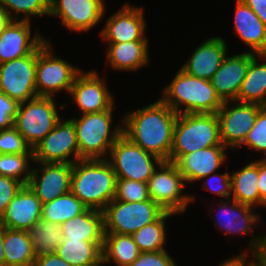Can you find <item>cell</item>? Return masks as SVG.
Segmentation results:
<instances>
[{"mask_svg":"<svg viewBox=\"0 0 266 266\" xmlns=\"http://www.w3.org/2000/svg\"><path fill=\"white\" fill-rule=\"evenodd\" d=\"M178 114L160 98L142 108L126 111L123 134L144 151L170 160L173 131Z\"/></svg>","mask_w":266,"mask_h":266,"instance_id":"cell-1","label":"cell"},{"mask_svg":"<svg viewBox=\"0 0 266 266\" xmlns=\"http://www.w3.org/2000/svg\"><path fill=\"white\" fill-rule=\"evenodd\" d=\"M117 177L107 159L73 164L71 192L89 209L103 211L116 196Z\"/></svg>","mask_w":266,"mask_h":266,"instance_id":"cell-2","label":"cell"},{"mask_svg":"<svg viewBox=\"0 0 266 266\" xmlns=\"http://www.w3.org/2000/svg\"><path fill=\"white\" fill-rule=\"evenodd\" d=\"M159 97L177 114L217 113L223 101L210 80L187 74L181 68Z\"/></svg>","mask_w":266,"mask_h":266,"instance_id":"cell-3","label":"cell"},{"mask_svg":"<svg viewBox=\"0 0 266 266\" xmlns=\"http://www.w3.org/2000/svg\"><path fill=\"white\" fill-rule=\"evenodd\" d=\"M114 108L115 105L110 110L70 118L76 131L79 160L107 159L111 147L123 134V120L117 125L113 124Z\"/></svg>","mask_w":266,"mask_h":266,"instance_id":"cell-4","label":"cell"},{"mask_svg":"<svg viewBox=\"0 0 266 266\" xmlns=\"http://www.w3.org/2000/svg\"><path fill=\"white\" fill-rule=\"evenodd\" d=\"M212 146H224L216 113L178 114L173 131L170 162L182 155Z\"/></svg>","mask_w":266,"mask_h":266,"instance_id":"cell-5","label":"cell"},{"mask_svg":"<svg viewBox=\"0 0 266 266\" xmlns=\"http://www.w3.org/2000/svg\"><path fill=\"white\" fill-rule=\"evenodd\" d=\"M48 39L37 48L36 93L37 96L57 99L60 92L69 94L75 78L83 69L56 56L51 38Z\"/></svg>","mask_w":266,"mask_h":266,"instance_id":"cell-6","label":"cell"},{"mask_svg":"<svg viewBox=\"0 0 266 266\" xmlns=\"http://www.w3.org/2000/svg\"><path fill=\"white\" fill-rule=\"evenodd\" d=\"M66 106V104L58 106L54 97L44 96L21 102L13 126L31 149H34L54 129L61 119L60 110Z\"/></svg>","mask_w":266,"mask_h":266,"instance_id":"cell-7","label":"cell"},{"mask_svg":"<svg viewBox=\"0 0 266 266\" xmlns=\"http://www.w3.org/2000/svg\"><path fill=\"white\" fill-rule=\"evenodd\" d=\"M149 197L165 211L186 213L196 202L194 194L186 193L187 183L174 162L162 161L147 182ZM185 192V193H184Z\"/></svg>","mask_w":266,"mask_h":266,"instance_id":"cell-8","label":"cell"},{"mask_svg":"<svg viewBox=\"0 0 266 266\" xmlns=\"http://www.w3.org/2000/svg\"><path fill=\"white\" fill-rule=\"evenodd\" d=\"M102 212L104 233L132 235L159 219L166 211L152 199L140 202L113 199Z\"/></svg>","mask_w":266,"mask_h":266,"instance_id":"cell-9","label":"cell"},{"mask_svg":"<svg viewBox=\"0 0 266 266\" xmlns=\"http://www.w3.org/2000/svg\"><path fill=\"white\" fill-rule=\"evenodd\" d=\"M107 161L111 164L117 179L147 183L163 160L144 151L122 134L111 147Z\"/></svg>","mask_w":266,"mask_h":266,"instance_id":"cell-10","label":"cell"},{"mask_svg":"<svg viewBox=\"0 0 266 266\" xmlns=\"http://www.w3.org/2000/svg\"><path fill=\"white\" fill-rule=\"evenodd\" d=\"M216 205L217 215L213 213L214 217H210L214 220L213 226L217 230H221L224 236H249L250 241L248 251L257 252L259 249L261 234L256 236V226L261 222V214L255 212L256 208L236 202L234 199L229 198L225 200H219ZM218 205V206H217ZM217 217V218H215Z\"/></svg>","mask_w":266,"mask_h":266,"instance_id":"cell-11","label":"cell"},{"mask_svg":"<svg viewBox=\"0 0 266 266\" xmlns=\"http://www.w3.org/2000/svg\"><path fill=\"white\" fill-rule=\"evenodd\" d=\"M264 106L255 103L224 101L216 113L220 123V138L232 152L245 141L255 124L258 112Z\"/></svg>","mask_w":266,"mask_h":266,"instance_id":"cell-12","label":"cell"},{"mask_svg":"<svg viewBox=\"0 0 266 266\" xmlns=\"http://www.w3.org/2000/svg\"><path fill=\"white\" fill-rule=\"evenodd\" d=\"M37 49L27 56L0 64V92L19 103L31 100L36 93Z\"/></svg>","mask_w":266,"mask_h":266,"instance_id":"cell-13","label":"cell"},{"mask_svg":"<svg viewBox=\"0 0 266 266\" xmlns=\"http://www.w3.org/2000/svg\"><path fill=\"white\" fill-rule=\"evenodd\" d=\"M106 3V0H50L49 17L59 18L71 33H87L104 20Z\"/></svg>","mask_w":266,"mask_h":266,"instance_id":"cell-14","label":"cell"},{"mask_svg":"<svg viewBox=\"0 0 266 266\" xmlns=\"http://www.w3.org/2000/svg\"><path fill=\"white\" fill-rule=\"evenodd\" d=\"M33 156L34 162L74 164L78 161L79 148L73 121L62 117L34 147Z\"/></svg>","mask_w":266,"mask_h":266,"instance_id":"cell-15","label":"cell"},{"mask_svg":"<svg viewBox=\"0 0 266 266\" xmlns=\"http://www.w3.org/2000/svg\"><path fill=\"white\" fill-rule=\"evenodd\" d=\"M97 70L84 69L75 78L69 94L75 102L78 115L110 110L115 105V98L109 90L106 79L100 77Z\"/></svg>","mask_w":266,"mask_h":266,"instance_id":"cell-16","label":"cell"},{"mask_svg":"<svg viewBox=\"0 0 266 266\" xmlns=\"http://www.w3.org/2000/svg\"><path fill=\"white\" fill-rule=\"evenodd\" d=\"M144 12L143 7L124 2L118 11L104 21V27L99 30L101 41H105L106 44L149 41L146 36L147 22Z\"/></svg>","mask_w":266,"mask_h":266,"instance_id":"cell-17","label":"cell"},{"mask_svg":"<svg viewBox=\"0 0 266 266\" xmlns=\"http://www.w3.org/2000/svg\"><path fill=\"white\" fill-rule=\"evenodd\" d=\"M72 170L73 164L69 163L34 162L27 185L45 204L70 192Z\"/></svg>","mask_w":266,"mask_h":266,"instance_id":"cell-18","label":"cell"},{"mask_svg":"<svg viewBox=\"0 0 266 266\" xmlns=\"http://www.w3.org/2000/svg\"><path fill=\"white\" fill-rule=\"evenodd\" d=\"M31 23L12 20L0 34V64L27 56L47 39L39 28L33 33Z\"/></svg>","mask_w":266,"mask_h":266,"instance_id":"cell-19","label":"cell"},{"mask_svg":"<svg viewBox=\"0 0 266 266\" xmlns=\"http://www.w3.org/2000/svg\"><path fill=\"white\" fill-rule=\"evenodd\" d=\"M228 151L226 146H212L182 155L175 164L186 183L194 184L220 170L229 159Z\"/></svg>","mask_w":266,"mask_h":266,"instance_id":"cell-20","label":"cell"},{"mask_svg":"<svg viewBox=\"0 0 266 266\" xmlns=\"http://www.w3.org/2000/svg\"><path fill=\"white\" fill-rule=\"evenodd\" d=\"M192 50L191 57L180 68L187 74L211 80L227 57L228 47L222 36H212Z\"/></svg>","mask_w":266,"mask_h":266,"instance_id":"cell-21","label":"cell"},{"mask_svg":"<svg viewBox=\"0 0 266 266\" xmlns=\"http://www.w3.org/2000/svg\"><path fill=\"white\" fill-rule=\"evenodd\" d=\"M254 55L255 53L249 51L227 55L211 78L212 86L223 102L237 99L241 84L247 74L250 59Z\"/></svg>","mask_w":266,"mask_h":266,"instance_id":"cell-22","label":"cell"},{"mask_svg":"<svg viewBox=\"0 0 266 266\" xmlns=\"http://www.w3.org/2000/svg\"><path fill=\"white\" fill-rule=\"evenodd\" d=\"M42 203L28 185H24L9 203L0 222L15 230L28 231L41 219Z\"/></svg>","mask_w":266,"mask_h":266,"instance_id":"cell-23","label":"cell"},{"mask_svg":"<svg viewBox=\"0 0 266 266\" xmlns=\"http://www.w3.org/2000/svg\"><path fill=\"white\" fill-rule=\"evenodd\" d=\"M234 28L236 37L255 54H266V25L242 0L235 1Z\"/></svg>","mask_w":266,"mask_h":266,"instance_id":"cell-24","label":"cell"},{"mask_svg":"<svg viewBox=\"0 0 266 266\" xmlns=\"http://www.w3.org/2000/svg\"><path fill=\"white\" fill-rule=\"evenodd\" d=\"M149 41L108 43L106 63L112 71L137 72L150 62Z\"/></svg>","mask_w":266,"mask_h":266,"instance_id":"cell-25","label":"cell"},{"mask_svg":"<svg viewBox=\"0 0 266 266\" xmlns=\"http://www.w3.org/2000/svg\"><path fill=\"white\" fill-rule=\"evenodd\" d=\"M63 240L104 241L103 212L87 208L60 224Z\"/></svg>","mask_w":266,"mask_h":266,"instance_id":"cell-26","label":"cell"},{"mask_svg":"<svg viewBox=\"0 0 266 266\" xmlns=\"http://www.w3.org/2000/svg\"><path fill=\"white\" fill-rule=\"evenodd\" d=\"M266 106V54H255L235 100Z\"/></svg>","mask_w":266,"mask_h":266,"instance_id":"cell-27","label":"cell"},{"mask_svg":"<svg viewBox=\"0 0 266 266\" xmlns=\"http://www.w3.org/2000/svg\"><path fill=\"white\" fill-rule=\"evenodd\" d=\"M231 197L236 202L256 208L260 207L258 189V160L244 164L230 173Z\"/></svg>","mask_w":266,"mask_h":266,"instance_id":"cell-28","label":"cell"},{"mask_svg":"<svg viewBox=\"0 0 266 266\" xmlns=\"http://www.w3.org/2000/svg\"><path fill=\"white\" fill-rule=\"evenodd\" d=\"M103 241L62 240L56 253L71 266H103Z\"/></svg>","mask_w":266,"mask_h":266,"instance_id":"cell-29","label":"cell"},{"mask_svg":"<svg viewBox=\"0 0 266 266\" xmlns=\"http://www.w3.org/2000/svg\"><path fill=\"white\" fill-rule=\"evenodd\" d=\"M132 235L104 233L102 247L103 265L129 266L140 255Z\"/></svg>","mask_w":266,"mask_h":266,"instance_id":"cell-30","label":"cell"},{"mask_svg":"<svg viewBox=\"0 0 266 266\" xmlns=\"http://www.w3.org/2000/svg\"><path fill=\"white\" fill-rule=\"evenodd\" d=\"M3 249L5 266H34L36 256L28 231L6 228Z\"/></svg>","mask_w":266,"mask_h":266,"instance_id":"cell-31","label":"cell"},{"mask_svg":"<svg viewBox=\"0 0 266 266\" xmlns=\"http://www.w3.org/2000/svg\"><path fill=\"white\" fill-rule=\"evenodd\" d=\"M177 214L166 211L159 219L151 224L145 225L132 234L134 242L140 252H154L167 250L166 221Z\"/></svg>","mask_w":266,"mask_h":266,"instance_id":"cell-32","label":"cell"},{"mask_svg":"<svg viewBox=\"0 0 266 266\" xmlns=\"http://www.w3.org/2000/svg\"><path fill=\"white\" fill-rule=\"evenodd\" d=\"M36 257L56 253L63 240L60 224L39 219L28 230Z\"/></svg>","mask_w":266,"mask_h":266,"instance_id":"cell-33","label":"cell"},{"mask_svg":"<svg viewBox=\"0 0 266 266\" xmlns=\"http://www.w3.org/2000/svg\"><path fill=\"white\" fill-rule=\"evenodd\" d=\"M87 207L70 191L42 205L41 219L61 224L83 213Z\"/></svg>","mask_w":266,"mask_h":266,"instance_id":"cell-34","label":"cell"},{"mask_svg":"<svg viewBox=\"0 0 266 266\" xmlns=\"http://www.w3.org/2000/svg\"><path fill=\"white\" fill-rule=\"evenodd\" d=\"M0 7L12 20L31 22L32 17L49 16L50 0H0Z\"/></svg>","mask_w":266,"mask_h":266,"instance_id":"cell-35","label":"cell"},{"mask_svg":"<svg viewBox=\"0 0 266 266\" xmlns=\"http://www.w3.org/2000/svg\"><path fill=\"white\" fill-rule=\"evenodd\" d=\"M33 163V154H0V175L17 179L27 185Z\"/></svg>","mask_w":266,"mask_h":266,"instance_id":"cell-36","label":"cell"},{"mask_svg":"<svg viewBox=\"0 0 266 266\" xmlns=\"http://www.w3.org/2000/svg\"><path fill=\"white\" fill-rule=\"evenodd\" d=\"M244 146L262 155V159H266V106L258 112L253 128L237 149Z\"/></svg>","mask_w":266,"mask_h":266,"instance_id":"cell-37","label":"cell"},{"mask_svg":"<svg viewBox=\"0 0 266 266\" xmlns=\"http://www.w3.org/2000/svg\"><path fill=\"white\" fill-rule=\"evenodd\" d=\"M150 199L148 185L128 179H117L115 200L124 202H140Z\"/></svg>","mask_w":266,"mask_h":266,"instance_id":"cell-38","label":"cell"},{"mask_svg":"<svg viewBox=\"0 0 266 266\" xmlns=\"http://www.w3.org/2000/svg\"><path fill=\"white\" fill-rule=\"evenodd\" d=\"M0 154H33V149L12 126L8 129H0Z\"/></svg>","mask_w":266,"mask_h":266,"instance_id":"cell-39","label":"cell"},{"mask_svg":"<svg viewBox=\"0 0 266 266\" xmlns=\"http://www.w3.org/2000/svg\"><path fill=\"white\" fill-rule=\"evenodd\" d=\"M200 181H203L201 188L219 196V200H225L231 197L230 172L213 173L204 177Z\"/></svg>","mask_w":266,"mask_h":266,"instance_id":"cell-40","label":"cell"},{"mask_svg":"<svg viewBox=\"0 0 266 266\" xmlns=\"http://www.w3.org/2000/svg\"><path fill=\"white\" fill-rule=\"evenodd\" d=\"M129 266H177L167 250L141 252L138 258Z\"/></svg>","mask_w":266,"mask_h":266,"instance_id":"cell-41","label":"cell"},{"mask_svg":"<svg viewBox=\"0 0 266 266\" xmlns=\"http://www.w3.org/2000/svg\"><path fill=\"white\" fill-rule=\"evenodd\" d=\"M23 186L24 184L17 179L0 175V218Z\"/></svg>","mask_w":266,"mask_h":266,"instance_id":"cell-42","label":"cell"},{"mask_svg":"<svg viewBox=\"0 0 266 266\" xmlns=\"http://www.w3.org/2000/svg\"><path fill=\"white\" fill-rule=\"evenodd\" d=\"M20 103L0 92V129L11 128Z\"/></svg>","mask_w":266,"mask_h":266,"instance_id":"cell-43","label":"cell"},{"mask_svg":"<svg viewBox=\"0 0 266 266\" xmlns=\"http://www.w3.org/2000/svg\"><path fill=\"white\" fill-rule=\"evenodd\" d=\"M244 251H241L237 256H234L232 258L228 257L223 262L220 261L218 266H254L257 263V254L256 252H252L251 254L248 253L247 249H243ZM251 256L252 259L248 256Z\"/></svg>","mask_w":266,"mask_h":266,"instance_id":"cell-44","label":"cell"},{"mask_svg":"<svg viewBox=\"0 0 266 266\" xmlns=\"http://www.w3.org/2000/svg\"><path fill=\"white\" fill-rule=\"evenodd\" d=\"M34 266H71L57 253H51L36 257Z\"/></svg>","mask_w":266,"mask_h":266,"instance_id":"cell-45","label":"cell"},{"mask_svg":"<svg viewBox=\"0 0 266 266\" xmlns=\"http://www.w3.org/2000/svg\"><path fill=\"white\" fill-rule=\"evenodd\" d=\"M258 189L260 194V207L266 199V159H258Z\"/></svg>","mask_w":266,"mask_h":266,"instance_id":"cell-46","label":"cell"},{"mask_svg":"<svg viewBox=\"0 0 266 266\" xmlns=\"http://www.w3.org/2000/svg\"><path fill=\"white\" fill-rule=\"evenodd\" d=\"M266 25V0H242Z\"/></svg>","mask_w":266,"mask_h":266,"instance_id":"cell-47","label":"cell"},{"mask_svg":"<svg viewBox=\"0 0 266 266\" xmlns=\"http://www.w3.org/2000/svg\"><path fill=\"white\" fill-rule=\"evenodd\" d=\"M256 254L257 263L260 266H266V232L261 234V241Z\"/></svg>","mask_w":266,"mask_h":266,"instance_id":"cell-48","label":"cell"},{"mask_svg":"<svg viewBox=\"0 0 266 266\" xmlns=\"http://www.w3.org/2000/svg\"><path fill=\"white\" fill-rule=\"evenodd\" d=\"M12 21L10 15L0 7V34L5 30V28Z\"/></svg>","mask_w":266,"mask_h":266,"instance_id":"cell-49","label":"cell"},{"mask_svg":"<svg viewBox=\"0 0 266 266\" xmlns=\"http://www.w3.org/2000/svg\"><path fill=\"white\" fill-rule=\"evenodd\" d=\"M6 227L0 222V266H5V256H4V236Z\"/></svg>","mask_w":266,"mask_h":266,"instance_id":"cell-50","label":"cell"},{"mask_svg":"<svg viewBox=\"0 0 266 266\" xmlns=\"http://www.w3.org/2000/svg\"><path fill=\"white\" fill-rule=\"evenodd\" d=\"M262 207L264 208H266V199L263 201V205H262Z\"/></svg>","mask_w":266,"mask_h":266,"instance_id":"cell-51","label":"cell"}]
</instances>
